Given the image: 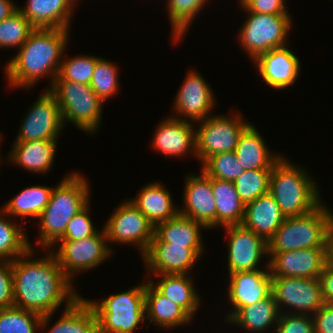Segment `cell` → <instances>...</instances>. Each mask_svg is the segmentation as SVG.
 <instances>
[{
	"label": "cell",
	"mask_w": 333,
	"mask_h": 333,
	"mask_svg": "<svg viewBox=\"0 0 333 333\" xmlns=\"http://www.w3.org/2000/svg\"><path fill=\"white\" fill-rule=\"evenodd\" d=\"M34 251L35 248L29 249L12 261L14 306L42 316L55 313L64 302L68 308L80 294L65 276L52 250H46L44 258L32 260Z\"/></svg>",
	"instance_id": "1"
},
{
	"label": "cell",
	"mask_w": 333,
	"mask_h": 333,
	"mask_svg": "<svg viewBox=\"0 0 333 333\" xmlns=\"http://www.w3.org/2000/svg\"><path fill=\"white\" fill-rule=\"evenodd\" d=\"M69 29L35 28L17 54L7 62L5 75L11 88L30 89L40 78L48 75L51 84L57 77Z\"/></svg>",
	"instance_id": "2"
},
{
	"label": "cell",
	"mask_w": 333,
	"mask_h": 333,
	"mask_svg": "<svg viewBox=\"0 0 333 333\" xmlns=\"http://www.w3.org/2000/svg\"><path fill=\"white\" fill-rule=\"evenodd\" d=\"M53 188L50 201L39 216L37 245L50 250L63 237L68 222L90 201L89 182L79 172L63 176Z\"/></svg>",
	"instance_id": "3"
},
{
	"label": "cell",
	"mask_w": 333,
	"mask_h": 333,
	"mask_svg": "<svg viewBox=\"0 0 333 333\" xmlns=\"http://www.w3.org/2000/svg\"><path fill=\"white\" fill-rule=\"evenodd\" d=\"M311 176L305 168L292 164L284 155L272 167L269 193L286 217L306 215L323 202Z\"/></svg>",
	"instance_id": "4"
},
{
	"label": "cell",
	"mask_w": 333,
	"mask_h": 333,
	"mask_svg": "<svg viewBox=\"0 0 333 333\" xmlns=\"http://www.w3.org/2000/svg\"><path fill=\"white\" fill-rule=\"evenodd\" d=\"M322 202L303 216L286 217L268 241V253L310 248H329L333 212Z\"/></svg>",
	"instance_id": "5"
},
{
	"label": "cell",
	"mask_w": 333,
	"mask_h": 333,
	"mask_svg": "<svg viewBox=\"0 0 333 333\" xmlns=\"http://www.w3.org/2000/svg\"><path fill=\"white\" fill-rule=\"evenodd\" d=\"M47 90L58 102L64 125L71 122L91 135L98 132L104 102L90 85L62 80L57 76Z\"/></svg>",
	"instance_id": "6"
},
{
	"label": "cell",
	"mask_w": 333,
	"mask_h": 333,
	"mask_svg": "<svg viewBox=\"0 0 333 333\" xmlns=\"http://www.w3.org/2000/svg\"><path fill=\"white\" fill-rule=\"evenodd\" d=\"M146 282L101 300H90L97 317L99 333H134L146 318Z\"/></svg>",
	"instance_id": "7"
},
{
	"label": "cell",
	"mask_w": 333,
	"mask_h": 333,
	"mask_svg": "<svg viewBox=\"0 0 333 333\" xmlns=\"http://www.w3.org/2000/svg\"><path fill=\"white\" fill-rule=\"evenodd\" d=\"M247 14L239 30L238 41L251 59L271 49L286 46L292 26L291 15L259 14L249 12L239 1Z\"/></svg>",
	"instance_id": "8"
},
{
	"label": "cell",
	"mask_w": 333,
	"mask_h": 333,
	"mask_svg": "<svg viewBox=\"0 0 333 333\" xmlns=\"http://www.w3.org/2000/svg\"><path fill=\"white\" fill-rule=\"evenodd\" d=\"M195 128L196 158L203 164L209 157L235 151L243 131L251 124L240 113L210 115Z\"/></svg>",
	"instance_id": "9"
},
{
	"label": "cell",
	"mask_w": 333,
	"mask_h": 333,
	"mask_svg": "<svg viewBox=\"0 0 333 333\" xmlns=\"http://www.w3.org/2000/svg\"><path fill=\"white\" fill-rule=\"evenodd\" d=\"M59 244V245H58ZM58 249L50 250L56 256L65 276L73 283L74 276L96 268L111 257L104 227L95 235L81 240H59Z\"/></svg>",
	"instance_id": "10"
},
{
	"label": "cell",
	"mask_w": 333,
	"mask_h": 333,
	"mask_svg": "<svg viewBox=\"0 0 333 333\" xmlns=\"http://www.w3.org/2000/svg\"><path fill=\"white\" fill-rule=\"evenodd\" d=\"M106 221L103 227L111 251L109 242H115L135 245L141 256L145 254L154 236V225L130 200L118 204Z\"/></svg>",
	"instance_id": "11"
},
{
	"label": "cell",
	"mask_w": 333,
	"mask_h": 333,
	"mask_svg": "<svg viewBox=\"0 0 333 333\" xmlns=\"http://www.w3.org/2000/svg\"><path fill=\"white\" fill-rule=\"evenodd\" d=\"M271 287L281 314L313 316L325 304L319 278L271 277Z\"/></svg>",
	"instance_id": "12"
},
{
	"label": "cell",
	"mask_w": 333,
	"mask_h": 333,
	"mask_svg": "<svg viewBox=\"0 0 333 333\" xmlns=\"http://www.w3.org/2000/svg\"><path fill=\"white\" fill-rule=\"evenodd\" d=\"M14 142L58 140L64 126L55 97L45 89L23 118Z\"/></svg>",
	"instance_id": "13"
},
{
	"label": "cell",
	"mask_w": 333,
	"mask_h": 333,
	"mask_svg": "<svg viewBox=\"0 0 333 333\" xmlns=\"http://www.w3.org/2000/svg\"><path fill=\"white\" fill-rule=\"evenodd\" d=\"M207 83L196 70L189 71L175 97L173 109L177 115L172 117L195 123L212 115L216 96Z\"/></svg>",
	"instance_id": "14"
},
{
	"label": "cell",
	"mask_w": 333,
	"mask_h": 333,
	"mask_svg": "<svg viewBox=\"0 0 333 333\" xmlns=\"http://www.w3.org/2000/svg\"><path fill=\"white\" fill-rule=\"evenodd\" d=\"M204 250V247L151 242L142 260L149 274H190Z\"/></svg>",
	"instance_id": "15"
},
{
	"label": "cell",
	"mask_w": 333,
	"mask_h": 333,
	"mask_svg": "<svg viewBox=\"0 0 333 333\" xmlns=\"http://www.w3.org/2000/svg\"><path fill=\"white\" fill-rule=\"evenodd\" d=\"M228 238V272L261 269V258L268 256V242L242 224L224 226Z\"/></svg>",
	"instance_id": "16"
},
{
	"label": "cell",
	"mask_w": 333,
	"mask_h": 333,
	"mask_svg": "<svg viewBox=\"0 0 333 333\" xmlns=\"http://www.w3.org/2000/svg\"><path fill=\"white\" fill-rule=\"evenodd\" d=\"M271 277L319 278L329 262V248L268 253Z\"/></svg>",
	"instance_id": "17"
},
{
	"label": "cell",
	"mask_w": 333,
	"mask_h": 333,
	"mask_svg": "<svg viewBox=\"0 0 333 333\" xmlns=\"http://www.w3.org/2000/svg\"><path fill=\"white\" fill-rule=\"evenodd\" d=\"M183 206L179 213L202 223L207 229L216 228V203L212 192L211 177L201 174L185 177Z\"/></svg>",
	"instance_id": "18"
},
{
	"label": "cell",
	"mask_w": 333,
	"mask_h": 333,
	"mask_svg": "<svg viewBox=\"0 0 333 333\" xmlns=\"http://www.w3.org/2000/svg\"><path fill=\"white\" fill-rule=\"evenodd\" d=\"M265 263H267L266 270L258 269L229 274L227 298L234 307L225 316V321L239 308L260 302L272 293L269 262Z\"/></svg>",
	"instance_id": "19"
},
{
	"label": "cell",
	"mask_w": 333,
	"mask_h": 333,
	"mask_svg": "<svg viewBox=\"0 0 333 333\" xmlns=\"http://www.w3.org/2000/svg\"><path fill=\"white\" fill-rule=\"evenodd\" d=\"M252 61L263 81L275 89L293 85L301 69V62L287 45L264 52Z\"/></svg>",
	"instance_id": "20"
},
{
	"label": "cell",
	"mask_w": 333,
	"mask_h": 333,
	"mask_svg": "<svg viewBox=\"0 0 333 333\" xmlns=\"http://www.w3.org/2000/svg\"><path fill=\"white\" fill-rule=\"evenodd\" d=\"M192 123L172 116L164 118L156 126L151 144L153 149L167 157H180L189 152L196 157L195 126Z\"/></svg>",
	"instance_id": "21"
},
{
	"label": "cell",
	"mask_w": 333,
	"mask_h": 333,
	"mask_svg": "<svg viewBox=\"0 0 333 333\" xmlns=\"http://www.w3.org/2000/svg\"><path fill=\"white\" fill-rule=\"evenodd\" d=\"M77 0H27L18 10L34 28L70 29Z\"/></svg>",
	"instance_id": "22"
},
{
	"label": "cell",
	"mask_w": 333,
	"mask_h": 333,
	"mask_svg": "<svg viewBox=\"0 0 333 333\" xmlns=\"http://www.w3.org/2000/svg\"><path fill=\"white\" fill-rule=\"evenodd\" d=\"M285 218L274 197L267 192L245 204L241 224L268 242Z\"/></svg>",
	"instance_id": "23"
},
{
	"label": "cell",
	"mask_w": 333,
	"mask_h": 333,
	"mask_svg": "<svg viewBox=\"0 0 333 333\" xmlns=\"http://www.w3.org/2000/svg\"><path fill=\"white\" fill-rule=\"evenodd\" d=\"M57 143V140L14 142L6 159L31 173L47 174L55 161Z\"/></svg>",
	"instance_id": "24"
},
{
	"label": "cell",
	"mask_w": 333,
	"mask_h": 333,
	"mask_svg": "<svg viewBox=\"0 0 333 333\" xmlns=\"http://www.w3.org/2000/svg\"><path fill=\"white\" fill-rule=\"evenodd\" d=\"M261 136L253 124L241 134L235 153L244 170H272L282 157V154H273Z\"/></svg>",
	"instance_id": "25"
},
{
	"label": "cell",
	"mask_w": 333,
	"mask_h": 333,
	"mask_svg": "<svg viewBox=\"0 0 333 333\" xmlns=\"http://www.w3.org/2000/svg\"><path fill=\"white\" fill-rule=\"evenodd\" d=\"M167 189L161 182H150L143 186L135 198L129 200L155 226L179 213V208L173 203L170 190Z\"/></svg>",
	"instance_id": "26"
},
{
	"label": "cell",
	"mask_w": 333,
	"mask_h": 333,
	"mask_svg": "<svg viewBox=\"0 0 333 333\" xmlns=\"http://www.w3.org/2000/svg\"><path fill=\"white\" fill-rule=\"evenodd\" d=\"M145 313L151 324L154 323L161 329L187 325L192 319L181 307L163 296L150 281L145 286Z\"/></svg>",
	"instance_id": "27"
},
{
	"label": "cell",
	"mask_w": 333,
	"mask_h": 333,
	"mask_svg": "<svg viewBox=\"0 0 333 333\" xmlns=\"http://www.w3.org/2000/svg\"><path fill=\"white\" fill-rule=\"evenodd\" d=\"M155 276L160 277V279L157 282L150 279L151 284L193 319L194 314L200 308L201 297L196 291L190 274H161Z\"/></svg>",
	"instance_id": "28"
},
{
	"label": "cell",
	"mask_w": 333,
	"mask_h": 333,
	"mask_svg": "<svg viewBox=\"0 0 333 333\" xmlns=\"http://www.w3.org/2000/svg\"><path fill=\"white\" fill-rule=\"evenodd\" d=\"M207 228L180 213L172 219L159 222L154 226L151 242H168L187 247H204L200 230Z\"/></svg>",
	"instance_id": "29"
},
{
	"label": "cell",
	"mask_w": 333,
	"mask_h": 333,
	"mask_svg": "<svg viewBox=\"0 0 333 333\" xmlns=\"http://www.w3.org/2000/svg\"><path fill=\"white\" fill-rule=\"evenodd\" d=\"M280 314L271 293L260 302L239 308L226 322L247 329L248 332L264 333L272 326L276 328Z\"/></svg>",
	"instance_id": "30"
},
{
	"label": "cell",
	"mask_w": 333,
	"mask_h": 333,
	"mask_svg": "<svg viewBox=\"0 0 333 333\" xmlns=\"http://www.w3.org/2000/svg\"><path fill=\"white\" fill-rule=\"evenodd\" d=\"M211 184L216 203V227L241 224L245 205L234 182L211 178Z\"/></svg>",
	"instance_id": "31"
},
{
	"label": "cell",
	"mask_w": 333,
	"mask_h": 333,
	"mask_svg": "<svg viewBox=\"0 0 333 333\" xmlns=\"http://www.w3.org/2000/svg\"><path fill=\"white\" fill-rule=\"evenodd\" d=\"M63 311L47 333H99L96 314L86 298L80 296Z\"/></svg>",
	"instance_id": "32"
},
{
	"label": "cell",
	"mask_w": 333,
	"mask_h": 333,
	"mask_svg": "<svg viewBox=\"0 0 333 333\" xmlns=\"http://www.w3.org/2000/svg\"><path fill=\"white\" fill-rule=\"evenodd\" d=\"M54 187L44 185L28 186L2 206L10 217L38 219L50 201Z\"/></svg>",
	"instance_id": "33"
},
{
	"label": "cell",
	"mask_w": 333,
	"mask_h": 333,
	"mask_svg": "<svg viewBox=\"0 0 333 333\" xmlns=\"http://www.w3.org/2000/svg\"><path fill=\"white\" fill-rule=\"evenodd\" d=\"M53 315L42 316L17 306L0 309V333H36L37 329L45 332Z\"/></svg>",
	"instance_id": "34"
},
{
	"label": "cell",
	"mask_w": 333,
	"mask_h": 333,
	"mask_svg": "<svg viewBox=\"0 0 333 333\" xmlns=\"http://www.w3.org/2000/svg\"><path fill=\"white\" fill-rule=\"evenodd\" d=\"M8 217V219H7ZM2 209L0 211V260L13 261L24 255L29 249H34L31 245L24 226H19Z\"/></svg>",
	"instance_id": "35"
},
{
	"label": "cell",
	"mask_w": 333,
	"mask_h": 333,
	"mask_svg": "<svg viewBox=\"0 0 333 333\" xmlns=\"http://www.w3.org/2000/svg\"><path fill=\"white\" fill-rule=\"evenodd\" d=\"M207 2L208 0H167L166 7L174 44L183 39L191 22Z\"/></svg>",
	"instance_id": "36"
},
{
	"label": "cell",
	"mask_w": 333,
	"mask_h": 333,
	"mask_svg": "<svg viewBox=\"0 0 333 333\" xmlns=\"http://www.w3.org/2000/svg\"><path fill=\"white\" fill-rule=\"evenodd\" d=\"M35 28L17 10L0 22V48H20Z\"/></svg>",
	"instance_id": "37"
},
{
	"label": "cell",
	"mask_w": 333,
	"mask_h": 333,
	"mask_svg": "<svg viewBox=\"0 0 333 333\" xmlns=\"http://www.w3.org/2000/svg\"><path fill=\"white\" fill-rule=\"evenodd\" d=\"M272 170H245L234 184L240 200L245 204L269 192Z\"/></svg>",
	"instance_id": "38"
},
{
	"label": "cell",
	"mask_w": 333,
	"mask_h": 333,
	"mask_svg": "<svg viewBox=\"0 0 333 333\" xmlns=\"http://www.w3.org/2000/svg\"><path fill=\"white\" fill-rule=\"evenodd\" d=\"M118 66L104 58L96 62L90 86L96 95L105 103L119 90Z\"/></svg>",
	"instance_id": "39"
},
{
	"label": "cell",
	"mask_w": 333,
	"mask_h": 333,
	"mask_svg": "<svg viewBox=\"0 0 333 333\" xmlns=\"http://www.w3.org/2000/svg\"><path fill=\"white\" fill-rule=\"evenodd\" d=\"M208 177L235 182L244 173L235 151L218 153L209 157L201 169Z\"/></svg>",
	"instance_id": "40"
},
{
	"label": "cell",
	"mask_w": 333,
	"mask_h": 333,
	"mask_svg": "<svg viewBox=\"0 0 333 333\" xmlns=\"http://www.w3.org/2000/svg\"><path fill=\"white\" fill-rule=\"evenodd\" d=\"M99 59L100 57L88 55L63 58L57 76L62 80L90 85L96 62Z\"/></svg>",
	"instance_id": "41"
},
{
	"label": "cell",
	"mask_w": 333,
	"mask_h": 333,
	"mask_svg": "<svg viewBox=\"0 0 333 333\" xmlns=\"http://www.w3.org/2000/svg\"><path fill=\"white\" fill-rule=\"evenodd\" d=\"M90 203L76 213L68 222L65 233L60 240H81L95 235L99 230L95 228L90 218Z\"/></svg>",
	"instance_id": "42"
},
{
	"label": "cell",
	"mask_w": 333,
	"mask_h": 333,
	"mask_svg": "<svg viewBox=\"0 0 333 333\" xmlns=\"http://www.w3.org/2000/svg\"><path fill=\"white\" fill-rule=\"evenodd\" d=\"M275 333H314V323L311 315L280 314Z\"/></svg>",
	"instance_id": "43"
},
{
	"label": "cell",
	"mask_w": 333,
	"mask_h": 333,
	"mask_svg": "<svg viewBox=\"0 0 333 333\" xmlns=\"http://www.w3.org/2000/svg\"><path fill=\"white\" fill-rule=\"evenodd\" d=\"M14 306L12 261L0 260V309Z\"/></svg>",
	"instance_id": "44"
},
{
	"label": "cell",
	"mask_w": 333,
	"mask_h": 333,
	"mask_svg": "<svg viewBox=\"0 0 333 333\" xmlns=\"http://www.w3.org/2000/svg\"><path fill=\"white\" fill-rule=\"evenodd\" d=\"M249 12L259 14L290 15L287 0H238Z\"/></svg>",
	"instance_id": "45"
},
{
	"label": "cell",
	"mask_w": 333,
	"mask_h": 333,
	"mask_svg": "<svg viewBox=\"0 0 333 333\" xmlns=\"http://www.w3.org/2000/svg\"><path fill=\"white\" fill-rule=\"evenodd\" d=\"M314 333H333V305L324 304L313 316Z\"/></svg>",
	"instance_id": "46"
},
{
	"label": "cell",
	"mask_w": 333,
	"mask_h": 333,
	"mask_svg": "<svg viewBox=\"0 0 333 333\" xmlns=\"http://www.w3.org/2000/svg\"><path fill=\"white\" fill-rule=\"evenodd\" d=\"M319 279L324 302L333 305V265L330 262L325 265Z\"/></svg>",
	"instance_id": "47"
},
{
	"label": "cell",
	"mask_w": 333,
	"mask_h": 333,
	"mask_svg": "<svg viewBox=\"0 0 333 333\" xmlns=\"http://www.w3.org/2000/svg\"><path fill=\"white\" fill-rule=\"evenodd\" d=\"M16 5L12 0H0V22L18 10Z\"/></svg>",
	"instance_id": "48"
},
{
	"label": "cell",
	"mask_w": 333,
	"mask_h": 333,
	"mask_svg": "<svg viewBox=\"0 0 333 333\" xmlns=\"http://www.w3.org/2000/svg\"><path fill=\"white\" fill-rule=\"evenodd\" d=\"M329 262L333 265V229L329 237Z\"/></svg>",
	"instance_id": "49"
},
{
	"label": "cell",
	"mask_w": 333,
	"mask_h": 333,
	"mask_svg": "<svg viewBox=\"0 0 333 333\" xmlns=\"http://www.w3.org/2000/svg\"><path fill=\"white\" fill-rule=\"evenodd\" d=\"M1 135H2V133H0V141H1ZM0 158H1V156H0ZM1 161H2V158L0 159V164H1Z\"/></svg>",
	"instance_id": "50"
}]
</instances>
